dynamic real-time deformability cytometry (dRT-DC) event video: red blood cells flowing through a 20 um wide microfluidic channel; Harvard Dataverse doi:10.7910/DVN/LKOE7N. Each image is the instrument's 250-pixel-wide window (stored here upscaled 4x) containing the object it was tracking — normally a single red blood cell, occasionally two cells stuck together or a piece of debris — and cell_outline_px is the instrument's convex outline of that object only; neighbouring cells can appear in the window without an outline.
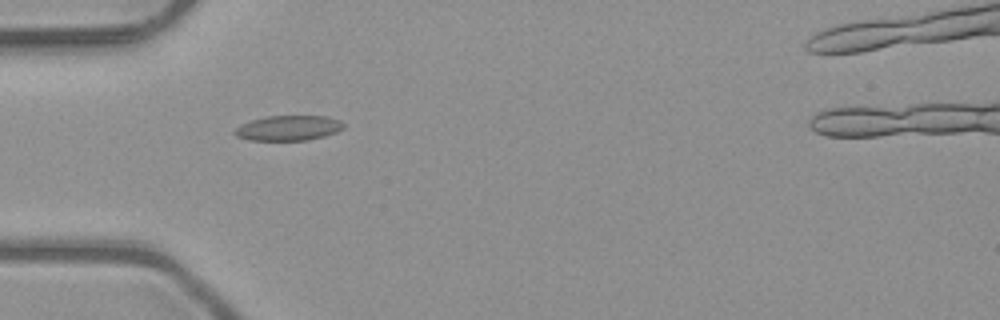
{"species": "common noctule bat (a hibernating species)", "species_latin": "Nyctalus noctula", "temperature_condition": "room temperature", "stored_images_in_passage": 3, "camera_frame_rate_fps": 3000, "um_per_image_px": 0.085, "animal": {"sex": "male", "body_mass_g": 23.1, "forearm_length_mm": 52.7}, "frame": {"image": 1, "passage_image": 2, "time_ms": 0.333, "image_size_px": [1000, 320], "cell_outline_px": [[344, 128], [336, 132], [324, 136], [308, 140], [248, 140], [236, 136], [232, 132], [236, 128], [252, 120], [264, 116], [328, 116], [340, 120], [344, 124]], "centroid_in_image_um": [24.53, 10.88], "position_along_channel_um": 60.5, "area_um2": 15.9}}
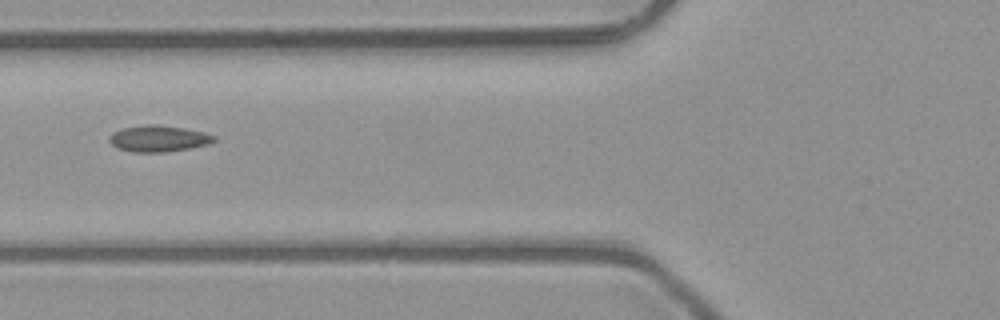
{"frame": {"image": 2, "passage_image": 3, "time_ms": 0.667, "image_size_px": [1000, 320], "cell_outline_px": [[216, 140], [208, 144], [188, 148], [164, 152], [132, 152], [116, 148], [108, 140], [108, 136], [124, 128], [148, 124], [156, 124], [184, 128], [204, 132], [216, 136]], "centroid_in_image_um": [13.47, 11.78], "position_along_channel_um": 112.3, "area_um2": 15.95}}